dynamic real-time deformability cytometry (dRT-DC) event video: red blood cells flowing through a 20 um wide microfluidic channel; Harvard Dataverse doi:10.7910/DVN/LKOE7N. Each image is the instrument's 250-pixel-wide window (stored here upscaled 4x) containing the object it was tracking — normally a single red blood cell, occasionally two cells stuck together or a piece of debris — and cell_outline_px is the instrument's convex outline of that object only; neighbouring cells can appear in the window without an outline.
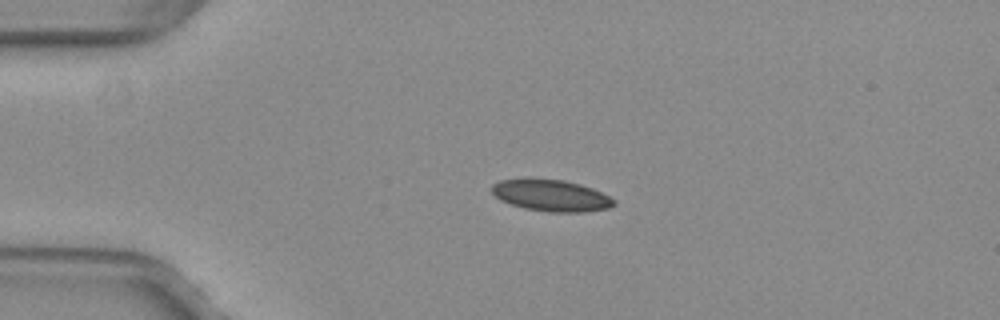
{"species": "common noctule bat (a hibernating species)", "species_latin": "Nyctalus noctula", "temperature_condition": "warm", "stored_images_in_passage": 41, "camera_frame_rate_fps": 3000, "um_per_image_px": 0.085, "animal": {"sex": "female", "body_mass_g": 29.2, "forearm_length_mm": 56.3}, "frame": {"image": 1, "passage_image": 1, "time_ms": 0.0, "image_size_px": [1000, 320], "cell_outline_px": [[616, 204], [608, 208], [584, 212], [548, 212], [524, 208], [500, 200], [492, 192], [492, 184], [500, 180], [524, 176], [532, 176], [564, 180], [580, 184], [592, 188], [616, 200]], "centroid_in_image_um": [46.8, 16.57], "position_along_channel_um": 38.2, "area_um2": 23.06}}
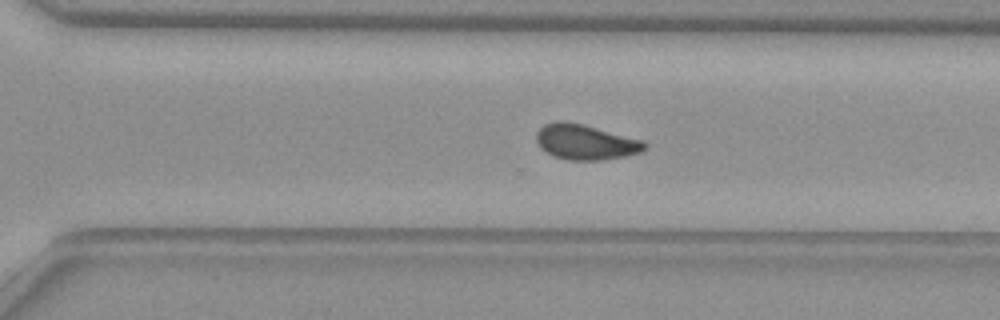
{"frame": {"image": 2, "passage_image": 25, "time_ms": 8.0, "image_size_px": [1000, 320], "cell_outline_px": [[648, 148], [640, 152], [628, 156], [604, 160], [568, 160], [552, 156], [540, 148], [536, 140], [536, 132], [544, 124], [556, 120], [564, 120], [580, 124], [640, 140], [648, 144]], "centroid_in_image_um": [49.73, 12.09], "position_along_channel_um": 320.9, "area_um2": 22.2}}
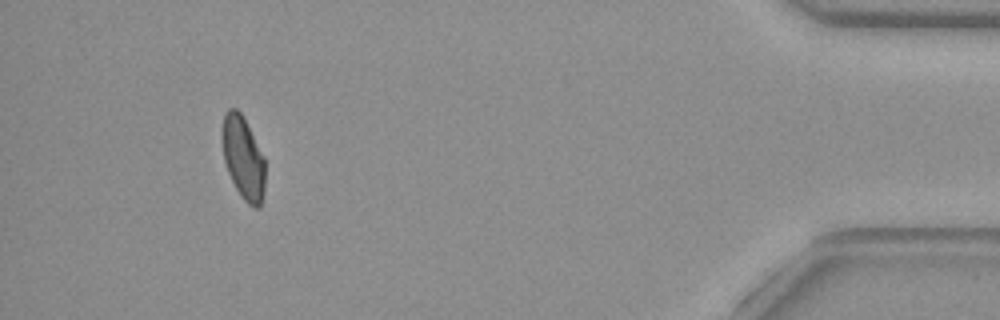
{"frame": {"image": 3, "passage_image": 37, "time_ms": 12.0, "image_size_px": [1000, 320], "cell_outline_px": [[264, 192], [260, 208], [256, 208], [248, 204], [240, 196], [228, 172], [224, 160], [224, 116], [228, 108], [236, 108], [244, 116], [264, 156]], "centroid_in_image_um": [20.71, 13.44], "position_along_channel_um": 414.5, "area_um2": 20.4}, "authors_computed_cell_mechanics": {"area_um2": 22.0796, "velocity_mm_per_s": 4.002, "shape_relaxation_time_tau1_ms": null, "shape_relaxation_time_tau2_ms": 2.1227, "deformation_change_tau1": null, "deformation_change_tau2": 0.0662}}